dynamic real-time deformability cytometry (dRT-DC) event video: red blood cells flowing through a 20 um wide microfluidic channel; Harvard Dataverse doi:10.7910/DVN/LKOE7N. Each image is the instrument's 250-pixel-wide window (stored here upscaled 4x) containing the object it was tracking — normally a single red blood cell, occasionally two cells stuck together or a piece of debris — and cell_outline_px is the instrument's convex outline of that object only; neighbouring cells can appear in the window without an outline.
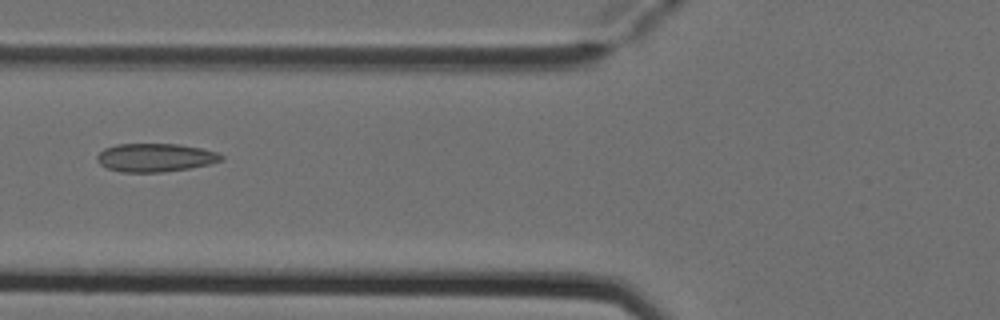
{"species": "Egyptian fruit bat (a non-hibernating species)", "species_latin": "Rousettus aegyptiacus", "temperature_condition": "cold", "stored_images_in_passage": 6, "camera_frame_rate_fps": 3000, "um_per_image_px": 0.085, "animal": {"sex": "female"}, "frame": {"image": 1, "passage_image": 5, "time_ms": 1.333, "image_size_px": [1000, 320], "cell_outline_px": [[224, 160], [208, 164], [188, 168], [160, 172], [120, 172], [108, 168], [100, 164], [96, 160], [96, 156], [104, 148], [116, 144], [180, 144], [200, 148], [216, 152], [224, 156]], "centroid_in_image_um": [13.18, 13.39], "position_along_channel_um": 112.6, "area_um2": 20.46}}
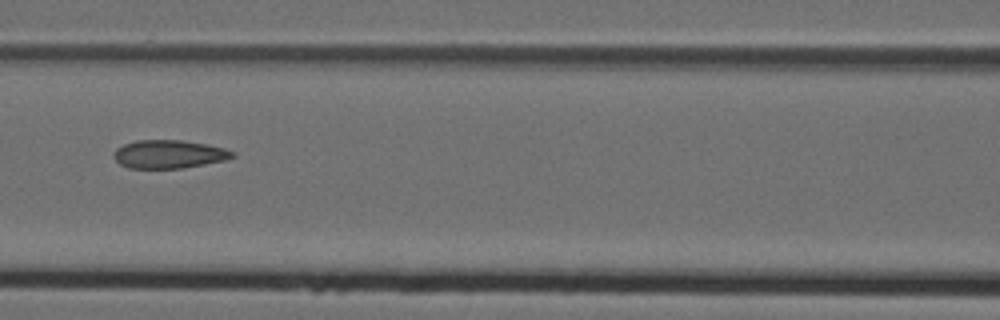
{"frame": {"image": 2, "passage_image": 6, "time_ms": 1.667, "image_size_px": [1000, 320], "cell_outline_px": [[236, 156], [224, 160], [184, 168], [128, 168], [120, 164], [112, 156], [116, 148], [124, 144], [136, 140], [180, 140], [208, 144], [224, 148], [236, 152]], "centroid_in_image_um": [14.36, 13.1], "position_along_channel_um": 152.2, "area_um2": 19.65}}